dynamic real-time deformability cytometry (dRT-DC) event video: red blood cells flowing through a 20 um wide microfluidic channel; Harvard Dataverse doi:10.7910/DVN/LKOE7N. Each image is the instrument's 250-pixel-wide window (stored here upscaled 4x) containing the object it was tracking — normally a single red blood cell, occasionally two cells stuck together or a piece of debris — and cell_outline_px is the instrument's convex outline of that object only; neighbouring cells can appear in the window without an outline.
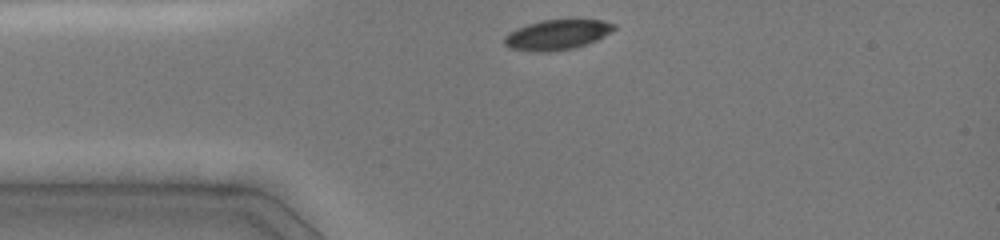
{"species": "common noctule bat (a hibernating species)", "species_latin": "Nyctalus noctula", "temperature_condition": "cold", "stored_images_in_passage": 6, "camera_frame_rate_fps": 3000, "um_per_image_px": 0.085, "animal": {"sex": "female", "body_mass_g": 19.0, "forearm_length_mm": 51.5}, "frame": {"image": 1, "passage_image": 1, "time_ms": 0.0, "image_size_px": [1000, 240], "cell_outline_px": [[616, 28], [604, 36], [596, 40], [572, 48], [548, 52], [532, 52], [508, 48], [504, 44], [504, 36], [508, 32], [516, 28], [540, 20], [600, 20], [616, 24]], "centroid_in_image_um": [47.29, 2.96], "position_along_channel_um": 37.7, "area_um2": 19.19}}
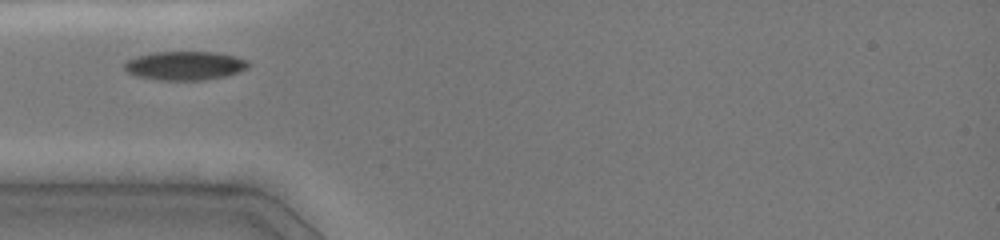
{"frame": {"image": 2, "passage_image": 3, "time_ms": 1.333, "image_size_px": [1000, 240], "cell_outline_px": [[248, 68], [240, 72], [224, 76], [204, 80], [156, 80], [136, 76], [128, 72], [124, 68], [124, 64], [128, 60], [136, 56], [156, 52], [216, 52], [236, 56], [248, 60]], "centroid_in_image_um": [15.73, 5.58], "position_along_channel_um": 69.3, "area_um2": 20.87}}
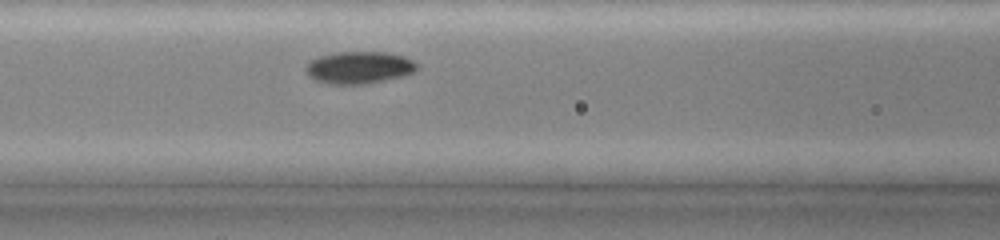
{"frame": {"image": 3, "passage_image": 6, "time_ms": 3.0, "image_size_px": [1000, 240], "cell_outline_px": [[420, 68], [416, 72], [384, 80], [364, 84], [328, 84], [316, 80], [308, 76], [304, 72], [304, 68], [312, 60], [320, 56], [336, 52], [388, 52], [404, 56], [412, 60]], "centroid_in_image_um": [30.52, 5.74], "position_along_channel_um": 136.1, "area_um2": 20.92}}